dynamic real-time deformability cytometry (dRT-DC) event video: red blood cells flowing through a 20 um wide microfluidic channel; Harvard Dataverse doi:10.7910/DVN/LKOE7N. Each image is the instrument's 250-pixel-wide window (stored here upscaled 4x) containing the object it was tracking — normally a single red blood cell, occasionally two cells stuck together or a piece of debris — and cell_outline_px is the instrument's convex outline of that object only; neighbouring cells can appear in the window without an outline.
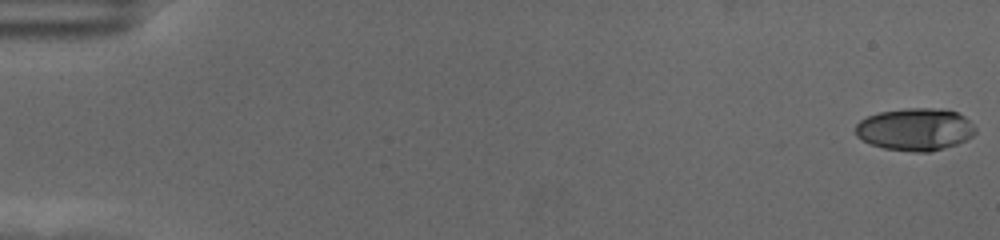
{"species": "human", "species_latin": "Homo sapiens", "temperature_condition": "cold", "stored_images_in_passage": 55, "camera_frame_rate_fps": 3000, "um_per_image_px": 0.085, "donor": {"sex": "female"}, "frame": {"image": 1, "passage_image": 1, "time_ms": 0.0, "image_size_px": [1000, 240], "cell_outline_px": [[976, 132], [972, 136], [956, 144], [944, 148], [928, 152], [916, 152], [884, 148], [872, 144], [856, 136], [856, 124], [860, 120], [868, 116], [880, 112], [908, 108], [940, 108], [956, 112], [964, 116], [976, 128]], "centroid_in_image_um": [77.8, 10.99], "position_along_channel_um": 7.2, "area_um2": 29.42}}
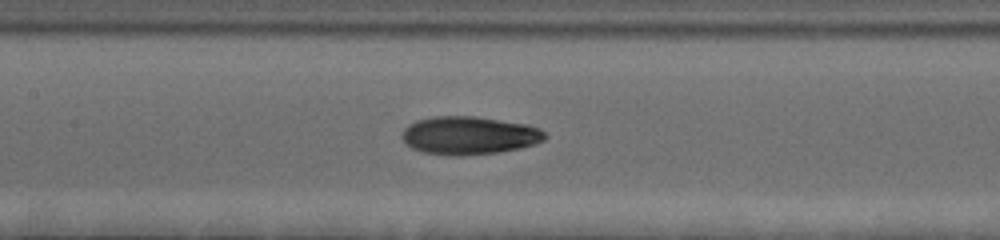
{"frame": {"image": 2, "passage_image": 29, "time_ms": 9.333, "image_size_px": [1000, 240], "cell_outline_px": [[548, 136], [544, 140], [536, 144], [520, 148], [496, 152], [460, 156], [448, 156], [420, 152], [412, 148], [400, 136], [404, 128], [408, 124], [416, 120], [436, 116], [476, 116], [528, 124], [540, 128]], "centroid_in_image_um": [39.87, 11.51], "position_along_channel_um": 167.5, "area_um2": 32.08}}
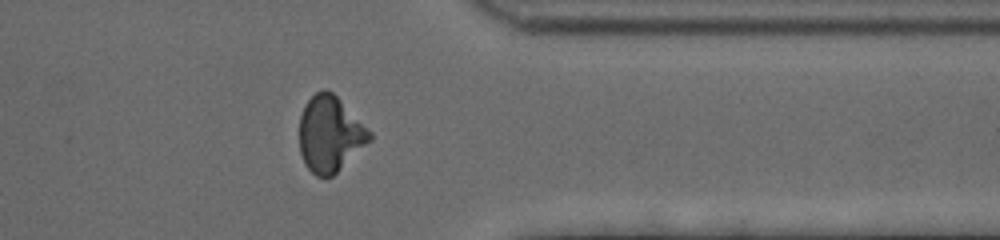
{"frame": {"image": 3, "passage_image": 48, "time_ms": 15.667, "image_size_px": [1000, 240], "cell_outline_px": [[372, 140], [332, 176], [316, 176], [304, 164], [300, 152], [300, 116], [304, 104], [316, 92], [324, 88], [332, 92], [372, 132]], "centroid_in_image_um": [28.05, 11.39], "position_along_channel_um": 383.4, "area_um2": 30.87}}